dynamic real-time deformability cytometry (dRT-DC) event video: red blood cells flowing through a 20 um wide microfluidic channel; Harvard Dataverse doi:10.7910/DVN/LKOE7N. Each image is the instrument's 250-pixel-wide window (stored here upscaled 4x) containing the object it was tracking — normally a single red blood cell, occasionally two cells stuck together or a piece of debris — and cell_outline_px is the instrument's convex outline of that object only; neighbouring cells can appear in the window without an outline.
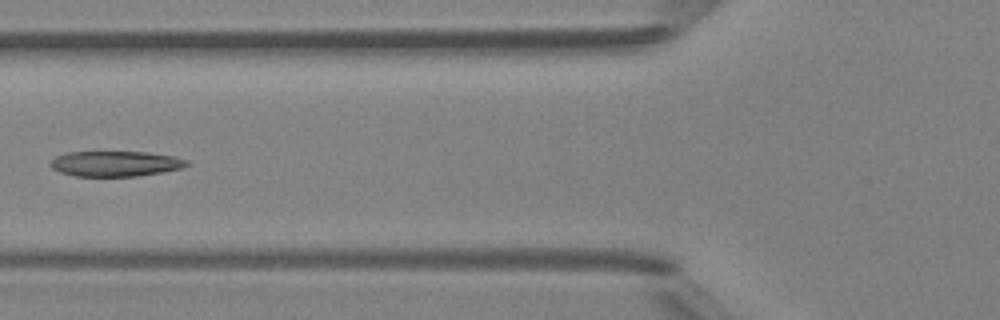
{"species": "Egyptian fruit bat (a non-hibernating species)", "species_latin": "Rousettus aegyptiacus", "temperature_condition": "room temperature", "stored_images_in_passage": 3, "camera_frame_rate_fps": 3000, "um_per_image_px": 0.085, "animal": {"sex": "female"}, "frame": {"image": 1, "passage_image": 3, "time_ms": 2.333, "image_size_px": [1000, 320], "cell_outline_px": [[192, 164], [184, 168], [136, 176], [76, 176], [60, 172], [52, 168], [48, 164], [56, 156], [68, 152], [148, 152], [172, 156], [188, 160]], "centroid_in_image_um": [9.84, 13.91], "position_along_channel_um": 116.0, "area_um2": 20.17}}